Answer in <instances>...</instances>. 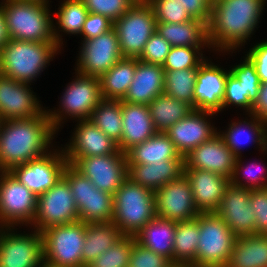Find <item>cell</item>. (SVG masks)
<instances>
[{
    "instance_id": "cell-1",
    "label": "cell",
    "mask_w": 267,
    "mask_h": 267,
    "mask_svg": "<svg viewBox=\"0 0 267 267\" xmlns=\"http://www.w3.org/2000/svg\"><path fill=\"white\" fill-rule=\"evenodd\" d=\"M54 132L46 110L37 117L3 120L0 127V172L44 156Z\"/></svg>"
},
{
    "instance_id": "cell-2",
    "label": "cell",
    "mask_w": 267,
    "mask_h": 267,
    "mask_svg": "<svg viewBox=\"0 0 267 267\" xmlns=\"http://www.w3.org/2000/svg\"><path fill=\"white\" fill-rule=\"evenodd\" d=\"M265 0H215L207 24L209 45L229 51L245 43L260 19ZM228 49V50H227Z\"/></svg>"
},
{
    "instance_id": "cell-3",
    "label": "cell",
    "mask_w": 267,
    "mask_h": 267,
    "mask_svg": "<svg viewBox=\"0 0 267 267\" xmlns=\"http://www.w3.org/2000/svg\"><path fill=\"white\" fill-rule=\"evenodd\" d=\"M47 4L36 0H6V3L0 5L9 39L37 43L56 42L60 46L62 38L60 39L53 28L55 26Z\"/></svg>"
},
{
    "instance_id": "cell-4",
    "label": "cell",
    "mask_w": 267,
    "mask_h": 267,
    "mask_svg": "<svg viewBox=\"0 0 267 267\" xmlns=\"http://www.w3.org/2000/svg\"><path fill=\"white\" fill-rule=\"evenodd\" d=\"M59 48L56 42L9 39L0 49V74L29 83L46 68Z\"/></svg>"
},
{
    "instance_id": "cell-5",
    "label": "cell",
    "mask_w": 267,
    "mask_h": 267,
    "mask_svg": "<svg viewBox=\"0 0 267 267\" xmlns=\"http://www.w3.org/2000/svg\"><path fill=\"white\" fill-rule=\"evenodd\" d=\"M155 217L154 192L127 177L113 194L112 223L123 235L135 236Z\"/></svg>"
},
{
    "instance_id": "cell-6",
    "label": "cell",
    "mask_w": 267,
    "mask_h": 267,
    "mask_svg": "<svg viewBox=\"0 0 267 267\" xmlns=\"http://www.w3.org/2000/svg\"><path fill=\"white\" fill-rule=\"evenodd\" d=\"M199 242L194 267H226L236 236L215 212L199 214Z\"/></svg>"
},
{
    "instance_id": "cell-7",
    "label": "cell",
    "mask_w": 267,
    "mask_h": 267,
    "mask_svg": "<svg viewBox=\"0 0 267 267\" xmlns=\"http://www.w3.org/2000/svg\"><path fill=\"white\" fill-rule=\"evenodd\" d=\"M85 231L82 221L43 230L44 262L54 267H82Z\"/></svg>"
},
{
    "instance_id": "cell-8",
    "label": "cell",
    "mask_w": 267,
    "mask_h": 267,
    "mask_svg": "<svg viewBox=\"0 0 267 267\" xmlns=\"http://www.w3.org/2000/svg\"><path fill=\"white\" fill-rule=\"evenodd\" d=\"M63 177L78 209L79 221L84 223L112 222L113 195L97 189L92 182L72 165L67 164Z\"/></svg>"
},
{
    "instance_id": "cell-9",
    "label": "cell",
    "mask_w": 267,
    "mask_h": 267,
    "mask_svg": "<svg viewBox=\"0 0 267 267\" xmlns=\"http://www.w3.org/2000/svg\"><path fill=\"white\" fill-rule=\"evenodd\" d=\"M153 8L146 0L135 3L121 18L113 22L124 58H139L146 42L156 31Z\"/></svg>"
},
{
    "instance_id": "cell-10",
    "label": "cell",
    "mask_w": 267,
    "mask_h": 267,
    "mask_svg": "<svg viewBox=\"0 0 267 267\" xmlns=\"http://www.w3.org/2000/svg\"><path fill=\"white\" fill-rule=\"evenodd\" d=\"M79 221L78 209L67 180L62 177L53 187L38 196L32 225L37 231Z\"/></svg>"
},
{
    "instance_id": "cell-11",
    "label": "cell",
    "mask_w": 267,
    "mask_h": 267,
    "mask_svg": "<svg viewBox=\"0 0 267 267\" xmlns=\"http://www.w3.org/2000/svg\"><path fill=\"white\" fill-rule=\"evenodd\" d=\"M1 173L0 223L10 231L13 224L24 222L31 224L36 214L38 197L18 181L10 171H1Z\"/></svg>"
},
{
    "instance_id": "cell-12",
    "label": "cell",
    "mask_w": 267,
    "mask_h": 267,
    "mask_svg": "<svg viewBox=\"0 0 267 267\" xmlns=\"http://www.w3.org/2000/svg\"><path fill=\"white\" fill-rule=\"evenodd\" d=\"M67 87L61 100L63 110L57 111L58 113L55 110L54 112H47L55 131L63 120L62 115L64 114L61 112L64 111L69 116L78 118L80 121L89 120L93 110L103 100L100 79L98 77L78 74L77 79Z\"/></svg>"
},
{
    "instance_id": "cell-13",
    "label": "cell",
    "mask_w": 267,
    "mask_h": 267,
    "mask_svg": "<svg viewBox=\"0 0 267 267\" xmlns=\"http://www.w3.org/2000/svg\"><path fill=\"white\" fill-rule=\"evenodd\" d=\"M99 190L114 194L128 177L126 153L77 158L71 164Z\"/></svg>"
},
{
    "instance_id": "cell-14",
    "label": "cell",
    "mask_w": 267,
    "mask_h": 267,
    "mask_svg": "<svg viewBox=\"0 0 267 267\" xmlns=\"http://www.w3.org/2000/svg\"><path fill=\"white\" fill-rule=\"evenodd\" d=\"M68 162L65 153H46L25 164L14 166L10 172L37 197L53 187L62 177Z\"/></svg>"
},
{
    "instance_id": "cell-15",
    "label": "cell",
    "mask_w": 267,
    "mask_h": 267,
    "mask_svg": "<svg viewBox=\"0 0 267 267\" xmlns=\"http://www.w3.org/2000/svg\"><path fill=\"white\" fill-rule=\"evenodd\" d=\"M77 63V74L101 77L124 58L114 28L91 39H85Z\"/></svg>"
},
{
    "instance_id": "cell-16",
    "label": "cell",
    "mask_w": 267,
    "mask_h": 267,
    "mask_svg": "<svg viewBox=\"0 0 267 267\" xmlns=\"http://www.w3.org/2000/svg\"><path fill=\"white\" fill-rule=\"evenodd\" d=\"M154 197L158 218L182 222L195 219L200 214L185 174L159 188Z\"/></svg>"
},
{
    "instance_id": "cell-17",
    "label": "cell",
    "mask_w": 267,
    "mask_h": 267,
    "mask_svg": "<svg viewBox=\"0 0 267 267\" xmlns=\"http://www.w3.org/2000/svg\"><path fill=\"white\" fill-rule=\"evenodd\" d=\"M43 263L42 232L23 235L0 230V267H40Z\"/></svg>"
},
{
    "instance_id": "cell-18",
    "label": "cell",
    "mask_w": 267,
    "mask_h": 267,
    "mask_svg": "<svg viewBox=\"0 0 267 267\" xmlns=\"http://www.w3.org/2000/svg\"><path fill=\"white\" fill-rule=\"evenodd\" d=\"M250 192L248 188L230 183L215 211L236 237L255 234V217L251 210Z\"/></svg>"
},
{
    "instance_id": "cell-19",
    "label": "cell",
    "mask_w": 267,
    "mask_h": 267,
    "mask_svg": "<svg viewBox=\"0 0 267 267\" xmlns=\"http://www.w3.org/2000/svg\"><path fill=\"white\" fill-rule=\"evenodd\" d=\"M237 156L229 149L220 132L209 141L192 149L184 157V169H199L231 178Z\"/></svg>"
},
{
    "instance_id": "cell-20",
    "label": "cell",
    "mask_w": 267,
    "mask_h": 267,
    "mask_svg": "<svg viewBox=\"0 0 267 267\" xmlns=\"http://www.w3.org/2000/svg\"><path fill=\"white\" fill-rule=\"evenodd\" d=\"M28 83L0 74V119L15 120L40 116L43 110Z\"/></svg>"
},
{
    "instance_id": "cell-21",
    "label": "cell",
    "mask_w": 267,
    "mask_h": 267,
    "mask_svg": "<svg viewBox=\"0 0 267 267\" xmlns=\"http://www.w3.org/2000/svg\"><path fill=\"white\" fill-rule=\"evenodd\" d=\"M216 113L192 110L186 117L172 125L166 132L176 150L184 157L203 142L212 139L218 132L204 116Z\"/></svg>"
},
{
    "instance_id": "cell-22",
    "label": "cell",
    "mask_w": 267,
    "mask_h": 267,
    "mask_svg": "<svg viewBox=\"0 0 267 267\" xmlns=\"http://www.w3.org/2000/svg\"><path fill=\"white\" fill-rule=\"evenodd\" d=\"M226 72L204 60L198 66L194 87V110L217 113L222 110V101L226 87Z\"/></svg>"
},
{
    "instance_id": "cell-23",
    "label": "cell",
    "mask_w": 267,
    "mask_h": 267,
    "mask_svg": "<svg viewBox=\"0 0 267 267\" xmlns=\"http://www.w3.org/2000/svg\"><path fill=\"white\" fill-rule=\"evenodd\" d=\"M72 142L64 151L68 164L77 158L117 154V143L89 120L79 121Z\"/></svg>"
},
{
    "instance_id": "cell-24",
    "label": "cell",
    "mask_w": 267,
    "mask_h": 267,
    "mask_svg": "<svg viewBox=\"0 0 267 267\" xmlns=\"http://www.w3.org/2000/svg\"><path fill=\"white\" fill-rule=\"evenodd\" d=\"M190 183L194 203L200 213L215 212L230 179L220 174L199 169H184Z\"/></svg>"
},
{
    "instance_id": "cell-25",
    "label": "cell",
    "mask_w": 267,
    "mask_h": 267,
    "mask_svg": "<svg viewBox=\"0 0 267 267\" xmlns=\"http://www.w3.org/2000/svg\"><path fill=\"white\" fill-rule=\"evenodd\" d=\"M123 129L121 141L117 144L121 152L126 153L136 144H140L157 133L151 119L148 105L132 104L121 100Z\"/></svg>"
},
{
    "instance_id": "cell-26",
    "label": "cell",
    "mask_w": 267,
    "mask_h": 267,
    "mask_svg": "<svg viewBox=\"0 0 267 267\" xmlns=\"http://www.w3.org/2000/svg\"><path fill=\"white\" fill-rule=\"evenodd\" d=\"M164 73L162 65L147 63L137 58L133 81L122 101L149 105L155 97L164 93Z\"/></svg>"
},
{
    "instance_id": "cell-27",
    "label": "cell",
    "mask_w": 267,
    "mask_h": 267,
    "mask_svg": "<svg viewBox=\"0 0 267 267\" xmlns=\"http://www.w3.org/2000/svg\"><path fill=\"white\" fill-rule=\"evenodd\" d=\"M184 156L154 164L128 165V178L156 192L162 186L184 174Z\"/></svg>"
},
{
    "instance_id": "cell-28",
    "label": "cell",
    "mask_w": 267,
    "mask_h": 267,
    "mask_svg": "<svg viewBox=\"0 0 267 267\" xmlns=\"http://www.w3.org/2000/svg\"><path fill=\"white\" fill-rule=\"evenodd\" d=\"M180 153L176 150L169 136L157 132L148 140L134 145L126 152L127 164H154L163 160L177 159Z\"/></svg>"
},
{
    "instance_id": "cell-29",
    "label": "cell",
    "mask_w": 267,
    "mask_h": 267,
    "mask_svg": "<svg viewBox=\"0 0 267 267\" xmlns=\"http://www.w3.org/2000/svg\"><path fill=\"white\" fill-rule=\"evenodd\" d=\"M175 228L176 222L155 217L134 236V239L140 245L173 262Z\"/></svg>"
},
{
    "instance_id": "cell-30",
    "label": "cell",
    "mask_w": 267,
    "mask_h": 267,
    "mask_svg": "<svg viewBox=\"0 0 267 267\" xmlns=\"http://www.w3.org/2000/svg\"><path fill=\"white\" fill-rule=\"evenodd\" d=\"M124 235L112 222L86 223L85 243L82 247V267L107 251Z\"/></svg>"
},
{
    "instance_id": "cell-31",
    "label": "cell",
    "mask_w": 267,
    "mask_h": 267,
    "mask_svg": "<svg viewBox=\"0 0 267 267\" xmlns=\"http://www.w3.org/2000/svg\"><path fill=\"white\" fill-rule=\"evenodd\" d=\"M156 31L165 38L172 47H199L209 45L207 25L196 19L185 23L157 22Z\"/></svg>"
},
{
    "instance_id": "cell-32",
    "label": "cell",
    "mask_w": 267,
    "mask_h": 267,
    "mask_svg": "<svg viewBox=\"0 0 267 267\" xmlns=\"http://www.w3.org/2000/svg\"><path fill=\"white\" fill-rule=\"evenodd\" d=\"M226 267H267V236H237Z\"/></svg>"
},
{
    "instance_id": "cell-33",
    "label": "cell",
    "mask_w": 267,
    "mask_h": 267,
    "mask_svg": "<svg viewBox=\"0 0 267 267\" xmlns=\"http://www.w3.org/2000/svg\"><path fill=\"white\" fill-rule=\"evenodd\" d=\"M137 58H122L100 79L104 100H122L131 85L136 72Z\"/></svg>"
},
{
    "instance_id": "cell-34",
    "label": "cell",
    "mask_w": 267,
    "mask_h": 267,
    "mask_svg": "<svg viewBox=\"0 0 267 267\" xmlns=\"http://www.w3.org/2000/svg\"><path fill=\"white\" fill-rule=\"evenodd\" d=\"M199 236V215L192 220L176 222L173 240V264L175 266H195Z\"/></svg>"
},
{
    "instance_id": "cell-35",
    "label": "cell",
    "mask_w": 267,
    "mask_h": 267,
    "mask_svg": "<svg viewBox=\"0 0 267 267\" xmlns=\"http://www.w3.org/2000/svg\"><path fill=\"white\" fill-rule=\"evenodd\" d=\"M148 108L156 131L163 133H166L172 125L193 110L185 102L172 98L165 93L155 97L149 103Z\"/></svg>"
},
{
    "instance_id": "cell-36",
    "label": "cell",
    "mask_w": 267,
    "mask_h": 267,
    "mask_svg": "<svg viewBox=\"0 0 267 267\" xmlns=\"http://www.w3.org/2000/svg\"><path fill=\"white\" fill-rule=\"evenodd\" d=\"M252 117L254 118H251L253 122L251 121L246 123V121H243V124H246L245 128L241 127L244 126L242 125L241 121L239 123L233 122L231 123L227 132H223L222 135L220 134L226 145L237 157H240L239 151L241 149V144L244 143L243 140H245L247 143L250 142V140H253V142H256L258 145H260L261 150H267V124L263 121H260L255 116ZM246 127H248L249 131L248 129L246 131Z\"/></svg>"
},
{
    "instance_id": "cell-37",
    "label": "cell",
    "mask_w": 267,
    "mask_h": 267,
    "mask_svg": "<svg viewBox=\"0 0 267 267\" xmlns=\"http://www.w3.org/2000/svg\"><path fill=\"white\" fill-rule=\"evenodd\" d=\"M89 121L118 144L123 129L121 100L103 99L93 110Z\"/></svg>"
},
{
    "instance_id": "cell-38",
    "label": "cell",
    "mask_w": 267,
    "mask_h": 267,
    "mask_svg": "<svg viewBox=\"0 0 267 267\" xmlns=\"http://www.w3.org/2000/svg\"><path fill=\"white\" fill-rule=\"evenodd\" d=\"M197 68H186L164 73V93L185 102L194 109V87Z\"/></svg>"
},
{
    "instance_id": "cell-39",
    "label": "cell",
    "mask_w": 267,
    "mask_h": 267,
    "mask_svg": "<svg viewBox=\"0 0 267 267\" xmlns=\"http://www.w3.org/2000/svg\"><path fill=\"white\" fill-rule=\"evenodd\" d=\"M89 12L82 0H64L56 13L58 24L62 31L70 34H81L83 24Z\"/></svg>"
},
{
    "instance_id": "cell-40",
    "label": "cell",
    "mask_w": 267,
    "mask_h": 267,
    "mask_svg": "<svg viewBox=\"0 0 267 267\" xmlns=\"http://www.w3.org/2000/svg\"><path fill=\"white\" fill-rule=\"evenodd\" d=\"M132 252V236H123L87 267H128Z\"/></svg>"
},
{
    "instance_id": "cell-41",
    "label": "cell",
    "mask_w": 267,
    "mask_h": 267,
    "mask_svg": "<svg viewBox=\"0 0 267 267\" xmlns=\"http://www.w3.org/2000/svg\"><path fill=\"white\" fill-rule=\"evenodd\" d=\"M199 47L175 46L171 47L162 67L164 71H174L186 68H197L205 59L197 56ZM197 52V53H196Z\"/></svg>"
},
{
    "instance_id": "cell-42",
    "label": "cell",
    "mask_w": 267,
    "mask_h": 267,
    "mask_svg": "<svg viewBox=\"0 0 267 267\" xmlns=\"http://www.w3.org/2000/svg\"><path fill=\"white\" fill-rule=\"evenodd\" d=\"M153 8L156 22L185 23L193 18L177 0H146Z\"/></svg>"
},
{
    "instance_id": "cell-43",
    "label": "cell",
    "mask_w": 267,
    "mask_h": 267,
    "mask_svg": "<svg viewBox=\"0 0 267 267\" xmlns=\"http://www.w3.org/2000/svg\"><path fill=\"white\" fill-rule=\"evenodd\" d=\"M90 13L108 17L112 22L121 18L134 4L133 0H82Z\"/></svg>"
},
{
    "instance_id": "cell-44",
    "label": "cell",
    "mask_w": 267,
    "mask_h": 267,
    "mask_svg": "<svg viewBox=\"0 0 267 267\" xmlns=\"http://www.w3.org/2000/svg\"><path fill=\"white\" fill-rule=\"evenodd\" d=\"M244 60L242 64L234 66L230 73L239 80L240 84L245 88L246 96L254 104L258 98L261 82L252 61L248 57H245Z\"/></svg>"
},
{
    "instance_id": "cell-45",
    "label": "cell",
    "mask_w": 267,
    "mask_h": 267,
    "mask_svg": "<svg viewBox=\"0 0 267 267\" xmlns=\"http://www.w3.org/2000/svg\"><path fill=\"white\" fill-rule=\"evenodd\" d=\"M128 267H175V265L169 258L137 243L132 236V252Z\"/></svg>"
},
{
    "instance_id": "cell-46",
    "label": "cell",
    "mask_w": 267,
    "mask_h": 267,
    "mask_svg": "<svg viewBox=\"0 0 267 267\" xmlns=\"http://www.w3.org/2000/svg\"><path fill=\"white\" fill-rule=\"evenodd\" d=\"M171 47L169 42L155 31L146 42L138 59L151 64L163 65Z\"/></svg>"
},
{
    "instance_id": "cell-47",
    "label": "cell",
    "mask_w": 267,
    "mask_h": 267,
    "mask_svg": "<svg viewBox=\"0 0 267 267\" xmlns=\"http://www.w3.org/2000/svg\"><path fill=\"white\" fill-rule=\"evenodd\" d=\"M250 204L255 217V234L267 236V188L251 190Z\"/></svg>"
},
{
    "instance_id": "cell-48",
    "label": "cell",
    "mask_w": 267,
    "mask_h": 267,
    "mask_svg": "<svg viewBox=\"0 0 267 267\" xmlns=\"http://www.w3.org/2000/svg\"><path fill=\"white\" fill-rule=\"evenodd\" d=\"M231 104H235L240 107H245L250 114L253 108V104L246 96L245 88L240 84L239 80L231 73L227 76L226 87L224 92V99L222 101V109Z\"/></svg>"
},
{
    "instance_id": "cell-49",
    "label": "cell",
    "mask_w": 267,
    "mask_h": 267,
    "mask_svg": "<svg viewBox=\"0 0 267 267\" xmlns=\"http://www.w3.org/2000/svg\"><path fill=\"white\" fill-rule=\"evenodd\" d=\"M241 161H242L241 158L237 157L236 164H235V169H234L232 177L230 178V183L232 185H235V186H238V187L248 188L250 190L266 189L267 188V180L264 181V179H265V177L263 176L264 172L262 173L263 169L265 170V168L263 167L261 172L258 171L260 176L254 175L256 173V171L254 172V170H252L251 167L255 168L258 165L256 163L255 164L251 163V167L246 166L245 170H244L245 171L244 175H246L245 178L248 179V181H246V182H248L250 184L246 185V183H241L238 180L239 178H237L238 177L237 175L240 174L239 171H240V168H242L241 167V163H240ZM260 180H261V182H260Z\"/></svg>"
},
{
    "instance_id": "cell-50",
    "label": "cell",
    "mask_w": 267,
    "mask_h": 267,
    "mask_svg": "<svg viewBox=\"0 0 267 267\" xmlns=\"http://www.w3.org/2000/svg\"><path fill=\"white\" fill-rule=\"evenodd\" d=\"M113 28V22L106 16L100 14L90 13L88 14L81 35L85 39H91L97 37Z\"/></svg>"
},
{
    "instance_id": "cell-51",
    "label": "cell",
    "mask_w": 267,
    "mask_h": 267,
    "mask_svg": "<svg viewBox=\"0 0 267 267\" xmlns=\"http://www.w3.org/2000/svg\"><path fill=\"white\" fill-rule=\"evenodd\" d=\"M246 56L255 65L260 82H267V41L252 47Z\"/></svg>"
},
{
    "instance_id": "cell-52",
    "label": "cell",
    "mask_w": 267,
    "mask_h": 267,
    "mask_svg": "<svg viewBox=\"0 0 267 267\" xmlns=\"http://www.w3.org/2000/svg\"><path fill=\"white\" fill-rule=\"evenodd\" d=\"M182 3V7L188 14L196 20L204 22L206 25L210 20L211 1L210 0H177Z\"/></svg>"
},
{
    "instance_id": "cell-53",
    "label": "cell",
    "mask_w": 267,
    "mask_h": 267,
    "mask_svg": "<svg viewBox=\"0 0 267 267\" xmlns=\"http://www.w3.org/2000/svg\"><path fill=\"white\" fill-rule=\"evenodd\" d=\"M251 115L267 124V82L260 84L258 98L253 104Z\"/></svg>"
},
{
    "instance_id": "cell-54",
    "label": "cell",
    "mask_w": 267,
    "mask_h": 267,
    "mask_svg": "<svg viewBox=\"0 0 267 267\" xmlns=\"http://www.w3.org/2000/svg\"><path fill=\"white\" fill-rule=\"evenodd\" d=\"M9 40V35L7 32V26L5 21V16L2 12V8L0 6V49L3 45Z\"/></svg>"
},
{
    "instance_id": "cell-55",
    "label": "cell",
    "mask_w": 267,
    "mask_h": 267,
    "mask_svg": "<svg viewBox=\"0 0 267 267\" xmlns=\"http://www.w3.org/2000/svg\"><path fill=\"white\" fill-rule=\"evenodd\" d=\"M40 267H54V266H51V265L44 262Z\"/></svg>"
},
{
    "instance_id": "cell-56",
    "label": "cell",
    "mask_w": 267,
    "mask_h": 267,
    "mask_svg": "<svg viewBox=\"0 0 267 267\" xmlns=\"http://www.w3.org/2000/svg\"><path fill=\"white\" fill-rule=\"evenodd\" d=\"M135 3H137V2H142V1H144V0H133Z\"/></svg>"
},
{
    "instance_id": "cell-57",
    "label": "cell",
    "mask_w": 267,
    "mask_h": 267,
    "mask_svg": "<svg viewBox=\"0 0 267 267\" xmlns=\"http://www.w3.org/2000/svg\"><path fill=\"white\" fill-rule=\"evenodd\" d=\"M36 1H45V2H47V3L49 2L48 0H36Z\"/></svg>"
}]
</instances>
